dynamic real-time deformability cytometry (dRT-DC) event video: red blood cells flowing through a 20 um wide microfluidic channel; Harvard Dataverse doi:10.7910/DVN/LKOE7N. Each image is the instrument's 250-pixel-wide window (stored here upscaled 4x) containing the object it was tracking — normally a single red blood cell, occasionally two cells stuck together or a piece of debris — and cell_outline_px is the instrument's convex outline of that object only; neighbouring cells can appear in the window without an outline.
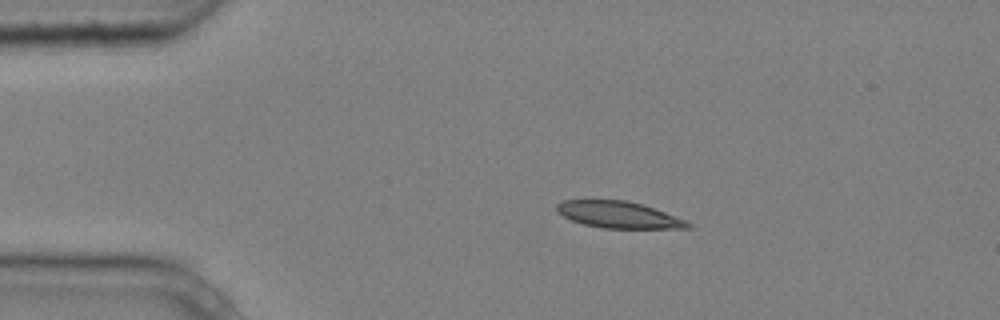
{"species": "common noctule bat (a hibernating species)", "species_latin": "Nyctalus noctula", "temperature_condition": "cold", "stored_images_in_passage": 3, "camera_frame_rate_fps": 3000, "um_per_image_px": 0.085, "animal": {"sex": "male", "body_mass_g": 20.4}, "frame": {"image": 1, "passage_image": 2, "time_ms": 0.333, "image_size_px": [1000, 320], "cell_outline_px": [[692, 228], [600, 228], [584, 224], [572, 220], [556, 212], [556, 204], [564, 200], [628, 200], [644, 204], [684, 220], [692, 224]], "centroid_in_image_um": [52.56, 18.25], "position_along_channel_um": 32.4, "area_um2": 20.29}}